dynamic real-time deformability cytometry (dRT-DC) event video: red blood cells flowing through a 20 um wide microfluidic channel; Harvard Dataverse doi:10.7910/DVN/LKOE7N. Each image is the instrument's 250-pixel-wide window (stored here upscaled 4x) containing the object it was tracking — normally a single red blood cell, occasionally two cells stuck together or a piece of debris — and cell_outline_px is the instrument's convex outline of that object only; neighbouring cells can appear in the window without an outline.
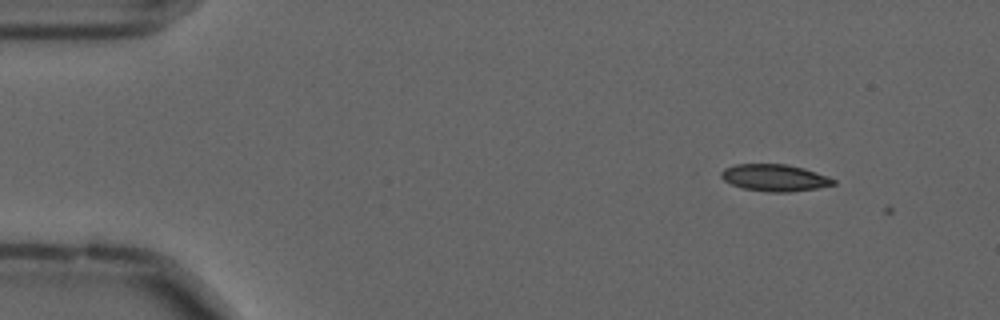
{"species": "common noctule bat (a hibernating species)", "species_latin": "Nyctalus noctula", "temperature_condition": "cold", "stored_images_in_passage": 2, "camera_frame_rate_fps": 3000, "um_per_image_px": 0.085, "animal": {"sex": "male", "forearm_length_mm": 52.5}, "frame": {"image": 1, "passage_image": 1, "time_ms": 0.0, "image_size_px": [1000, 320], "cell_outline_px": [[836, 184], [816, 188], [788, 192], [772, 192], [744, 188], [732, 184], [724, 180], [720, 176], [720, 172], [724, 168], [736, 164], [784, 164], [804, 168], [828, 176], [836, 180]], "centroid_in_image_um": [65.85, 15.1], "position_along_channel_um": 19.2, "area_um2": 17.46}}